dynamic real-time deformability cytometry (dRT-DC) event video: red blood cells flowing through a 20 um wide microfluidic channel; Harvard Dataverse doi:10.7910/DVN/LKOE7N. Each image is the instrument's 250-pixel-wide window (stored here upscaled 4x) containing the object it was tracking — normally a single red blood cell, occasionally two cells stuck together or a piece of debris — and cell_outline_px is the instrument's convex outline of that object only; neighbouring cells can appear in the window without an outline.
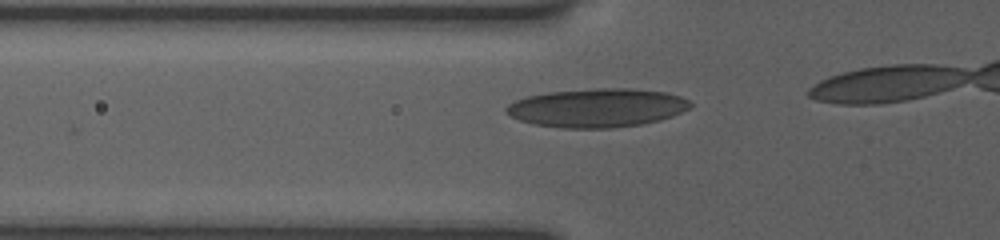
{"species": "human", "species_latin": "Homo sapiens", "temperature_condition": "room temperature", "stored_images_in_passage": 8, "camera_frame_rate_fps": 3000, "um_per_image_px": 0.085, "donor": {"sex": "female"}, "frame": {"image": 1, "passage_image": 2, "time_ms": 0.333, "image_size_px": [1000, 240], "cell_outline_px": [[692, 104], [688, 108], [672, 116], [660, 120], [640, 124], [612, 128], [560, 128], [532, 124], [520, 120], [504, 112], [504, 108], [508, 104], [524, 96], [548, 92], [596, 88], [632, 88], [664, 92], [680, 96], [688, 100]], "centroid_in_image_um": [50.71, 9.16], "position_along_channel_um": 75.1, "area_um2": 41.62}}
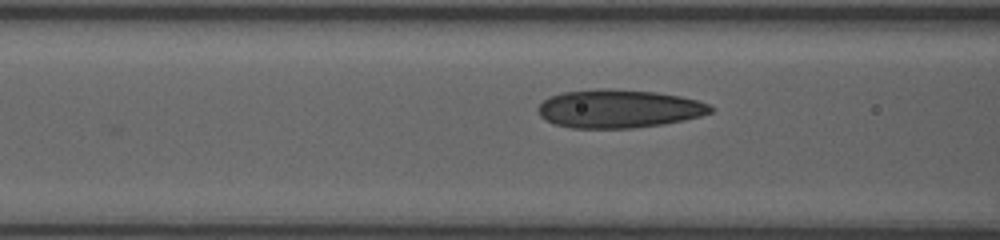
{"frame": {"image": 2, "passage_image": 5, "time_ms": 1.333, "image_size_px": [1000, 240], "cell_outline_px": [[716, 108], [712, 112], [700, 116], [684, 120], [664, 124], [632, 128], [572, 128], [556, 124], [540, 116], [536, 108], [548, 96], [564, 92], [596, 88], [608, 88], [656, 92], [680, 96], [696, 100], [708, 104]], "centroid_in_image_um": [52.6, 9.23], "position_along_channel_um": 114.0, "area_um2": 38.67}}